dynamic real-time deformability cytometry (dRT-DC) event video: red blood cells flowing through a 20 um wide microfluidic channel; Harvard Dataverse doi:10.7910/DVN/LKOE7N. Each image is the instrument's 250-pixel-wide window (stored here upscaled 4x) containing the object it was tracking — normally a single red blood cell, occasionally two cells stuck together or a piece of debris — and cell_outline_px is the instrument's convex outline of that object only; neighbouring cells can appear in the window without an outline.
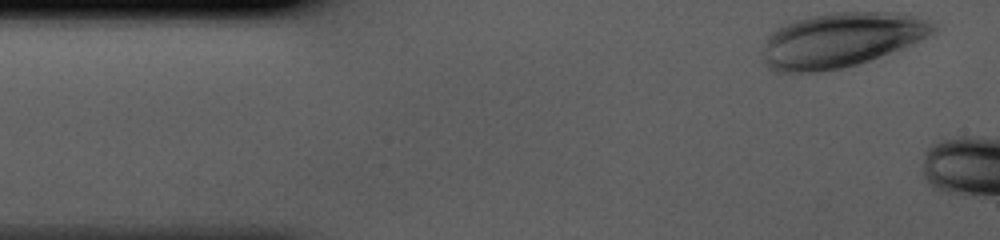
{"species": "human", "species_latin": "Homo sapiens", "temperature_condition": "cold", "stored_images_in_passage": 4, "camera_frame_rate_fps": 3000, "um_per_image_px": 0.085, "donor": {"sex": "male"}, "frame": {"image": 1, "passage_image": 1, "time_ms": 0.0, "image_size_px": [1000, 240], "cell_outline_px": [[936, 32], [912, 44], [880, 56], [844, 68], [816, 72], [772, 72], [764, 64], [760, 52], [768, 36], [776, 28], [796, 20], [812, 16], [832, 12], [900, 12], [928, 20], [936, 24]], "centroid_in_image_um": [71.45, 3.4], "position_along_channel_um": 13.5, "area_um2": 54.56}}